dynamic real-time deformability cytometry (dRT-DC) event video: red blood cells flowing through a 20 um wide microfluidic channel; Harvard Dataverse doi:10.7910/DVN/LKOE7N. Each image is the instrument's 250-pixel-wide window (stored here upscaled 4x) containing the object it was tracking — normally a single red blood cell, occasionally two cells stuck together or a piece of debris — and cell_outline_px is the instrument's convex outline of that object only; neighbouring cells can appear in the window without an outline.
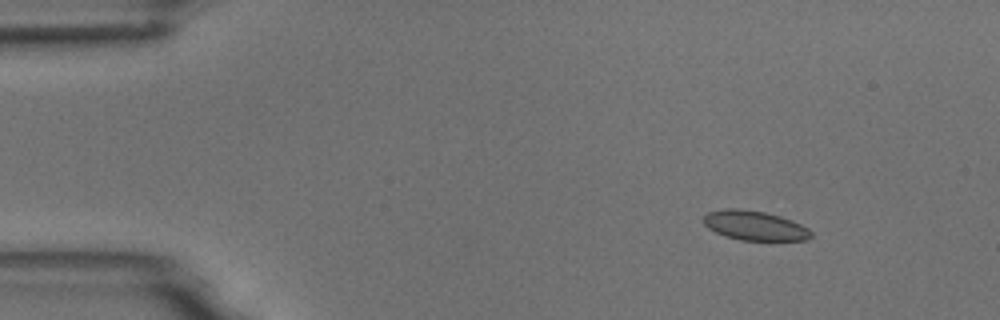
{"species": "common noctule bat (a hibernating species)", "species_latin": "Nyctalus noctula", "temperature_condition": "room temperature", "stored_images_in_passage": 7, "camera_frame_rate_fps": 3000, "um_per_image_px": 0.085, "animal": {"sex": "male", "body_mass_g": 18.8}, "frame": {"image": 1, "passage_image": 2, "time_ms": 1.333, "image_size_px": [1000, 320], "cell_outline_px": [[812, 236], [808, 240], [740, 240], [724, 236], [708, 228], [704, 224], [704, 216], [708, 212], [728, 208], [736, 208], [764, 212], [780, 216], [792, 220], [808, 228], [812, 232]], "centroid_in_image_um": [64.16, 19.18], "position_along_channel_um": 20.8, "area_um2": 18.44}}
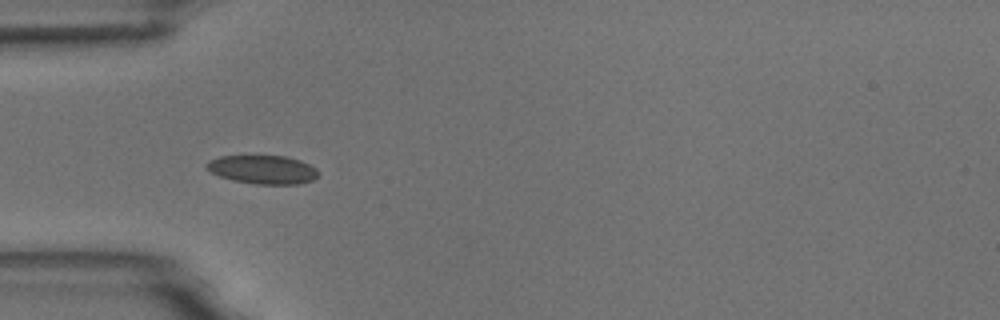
{"frame": {"image": 2, "passage_image": 5, "time_ms": 4.667, "image_size_px": [1000, 320], "cell_outline_px": [[320, 176], [312, 180], [300, 184], [256, 184], [232, 180], [220, 176], [212, 172], [204, 164], [208, 160], [220, 156], [284, 156], [300, 160], [316, 168], [320, 172]], "centroid_in_image_um": [22.37, 14.41], "position_along_channel_um": 62.6, "area_um2": 18.67}}
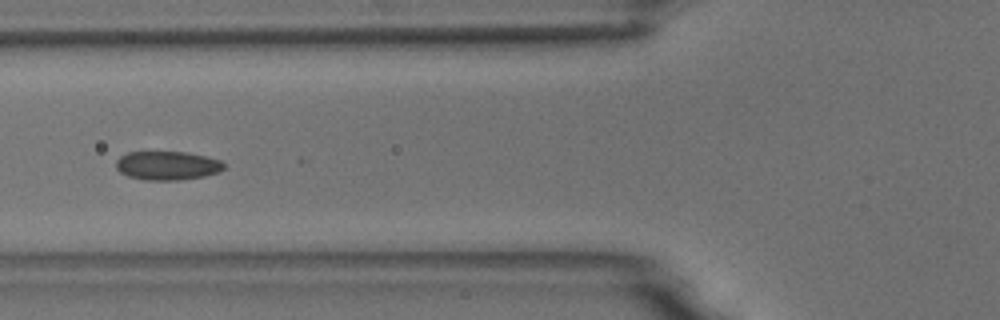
{"frame": {"image": 3, "passage_image": 6, "time_ms": 6.0, "image_size_px": [1000, 320], "cell_outline_px": [[228, 164], [220, 172], [204, 176], [180, 180], [144, 180], [128, 176], [120, 172], [116, 168], [116, 160], [120, 156], [128, 152], [188, 152], [220, 160]], "centroid_in_image_um": [14.24, 14.07], "position_along_channel_um": 111.6, "area_um2": 18.26}}